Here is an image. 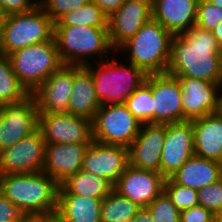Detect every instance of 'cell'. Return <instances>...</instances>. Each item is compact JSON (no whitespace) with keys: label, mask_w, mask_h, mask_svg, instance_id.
I'll return each instance as SVG.
<instances>
[{"label":"cell","mask_w":222,"mask_h":222,"mask_svg":"<svg viewBox=\"0 0 222 222\" xmlns=\"http://www.w3.org/2000/svg\"><path fill=\"white\" fill-rule=\"evenodd\" d=\"M166 73L222 84V50L212 31L194 25L173 35Z\"/></svg>","instance_id":"1"},{"label":"cell","mask_w":222,"mask_h":222,"mask_svg":"<svg viewBox=\"0 0 222 222\" xmlns=\"http://www.w3.org/2000/svg\"><path fill=\"white\" fill-rule=\"evenodd\" d=\"M59 186L42 171L0 175V191L26 216L56 212Z\"/></svg>","instance_id":"2"},{"label":"cell","mask_w":222,"mask_h":222,"mask_svg":"<svg viewBox=\"0 0 222 222\" xmlns=\"http://www.w3.org/2000/svg\"><path fill=\"white\" fill-rule=\"evenodd\" d=\"M54 38L64 65L86 66L91 59L96 61V56L97 62L102 61L110 51H115L110 44L108 27L54 26Z\"/></svg>","instance_id":"3"},{"label":"cell","mask_w":222,"mask_h":222,"mask_svg":"<svg viewBox=\"0 0 222 222\" xmlns=\"http://www.w3.org/2000/svg\"><path fill=\"white\" fill-rule=\"evenodd\" d=\"M173 34L158 21L150 19L117 52L124 51L125 62L134 64L147 75L166 73ZM127 58V59H126Z\"/></svg>","instance_id":"4"},{"label":"cell","mask_w":222,"mask_h":222,"mask_svg":"<svg viewBox=\"0 0 222 222\" xmlns=\"http://www.w3.org/2000/svg\"><path fill=\"white\" fill-rule=\"evenodd\" d=\"M112 59L98 61L85 67L91 72L100 105L122 104L147 78V74L132 63ZM119 62V63H118ZM94 66V68H93Z\"/></svg>","instance_id":"5"},{"label":"cell","mask_w":222,"mask_h":222,"mask_svg":"<svg viewBox=\"0 0 222 222\" xmlns=\"http://www.w3.org/2000/svg\"><path fill=\"white\" fill-rule=\"evenodd\" d=\"M54 37V22L45 10L37 5L26 13L3 17L0 28V54L8 56L12 52L47 42Z\"/></svg>","instance_id":"6"},{"label":"cell","mask_w":222,"mask_h":222,"mask_svg":"<svg viewBox=\"0 0 222 222\" xmlns=\"http://www.w3.org/2000/svg\"><path fill=\"white\" fill-rule=\"evenodd\" d=\"M8 57L18 81L29 94L64 65L60 60L54 37L47 42L16 50Z\"/></svg>","instance_id":"7"},{"label":"cell","mask_w":222,"mask_h":222,"mask_svg":"<svg viewBox=\"0 0 222 222\" xmlns=\"http://www.w3.org/2000/svg\"><path fill=\"white\" fill-rule=\"evenodd\" d=\"M141 124L124 103L101 105L92 121V140L128 148Z\"/></svg>","instance_id":"8"},{"label":"cell","mask_w":222,"mask_h":222,"mask_svg":"<svg viewBox=\"0 0 222 222\" xmlns=\"http://www.w3.org/2000/svg\"><path fill=\"white\" fill-rule=\"evenodd\" d=\"M36 99L29 94L23 100L0 106V152L38 129Z\"/></svg>","instance_id":"9"},{"label":"cell","mask_w":222,"mask_h":222,"mask_svg":"<svg viewBox=\"0 0 222 222\" xmlns=\"http://www.w3.org/2000/svg\"><path fill=\"white\" fill-rule=\"evenodd\" d=\"M38 129L46 144H90L92 121L70 113H39Z\"/></svg>","instance_id":"10"},{"label":"cell","mask_w":222,"mask_h":222,"mask_svg":"<svg viewBox=\"0 0 222 222\" xmlns=\"http://www.w3.org/2000/svg\"><path fill=\"white\" fill-rule=\"evenodd\" d=\"M181 88L183 121L202 118L222 109V84L190 77H177Z\"/></svg>","instance_id":"11"},{"label":"cell","mask_w":222,"mask_h":222,"mask_svg":"<svg viewBox=\"0 0 222 222\" xmlns=\"http://www.w3.org/2000/svg\"><path fill=\"white\" fill-rule=\"evenodd\" d=\"M45 140L37 129L0 152V175L41 172L45 162Z\"/></svg>","instance_id":"12"},{"label":"cell","mask_w":222,"mask_h":222,"mask_svg":"<svg viewBox=\"0 0 222 222\" xmlns=\"http://www.w3.org/2000/svg\"><path fill=\"white\" fill-rule=\"evenodd\" d=\"M128 165L127 147L92 140L84 154L81 170L103 177L115 185Z\"/></svg>","instance_id":"13"},{"label":"cell","mask_w":222,"mask_h":222,"mask_svg":"<svg viewBox=\"0 0 222 222\" xmlns=\"http://www.w3.org/2000/svg\"><path fill=\"white\" fill-rule=\"evenodd\" d=\"M194 155L192 121L166 124V135L160 158V173L169 178Z\"/></svg>","instance_id":"14"},{"label":"cell","mask_w":222,"mask_h":222,"mask_svg":"<svg viewBox=\"0 0 222 222\" xmlns=\"http://www.w3.org/2000/svg\"><path fill=\"white\" fill-rule=\"evenodd\" d=\"M152 0H125L123 5L108 17L109 40L116 51L152 18Z\"/></svg>","instance_id":"15"},{"label":"cell","mask_w":222,"mask_h":222,"mask_svg":"<svg viewBox=\"0 0 222 222\" xmlns=\"http://www.w3.org/2000/svg\"><path fill=\"white\" fill-rule=\"evenodd\" d=\"M165 177L160 172L144 170L130 164L119 176L114 190L140 207H147L163 190Z\"/></svg>","instance_id":"16"},{"label":"cell","mask_w":222,"mask_h":222,"mask_svg":"<svg viewBox=\"0 0 222 222\" xmlns=\"http://www.w3.org/2000/svg\"><path fill=\"white\" fill-rule=\"evenodd\" d=\"M154 123L169 124L183 121L182 88L177 77L168 73L151 74Z\"/></svg>","instance_id":"17"},{"label":"cell","mask_w":222,"mask_h":222,"mask_svg":"<svg viewBox=\"0 0 222 222\" xmlns=\"http://www.w3.org/2000/svg\"><path fill=\"white\" fill-rule=\"evenodd\" d=\"M165 135L166 124H141L139 133L128 147L129 164L136 168L160 172Z\"/></svg>","instance_id":"18"},{"label":"cell","mask_w":222,"mask_h":222,"mask_svg":"<svg viewBox=\"0 0 222 222\" xmlns=\"http://www.w3.org/2000/svg\"><path fill=\"white\" fill-rule=\"evenodd\" d=\"M73 85V66L63 65L32 93L39 113H67Z\"/></svg>","instance_id":"19"},{"label":"cell","mask_w":222,"mask_h":222,"mask_svg":"<svg viewBox=\"0 0 222 222\" xmlns=\"http://www.w3.org/2000/svg\"><path fill=\"white\" fill-rule=\"evenodd\" d=\"M89 144H46L42 172L59 185L82 168L84 154Z\"/></svg>","instance_id":"20"},{"label":"cell","mask_w":222,"mask_h":222,"mask_svg":"<svg viewBox=\"0 0 222 222\" xmlns=\"http://www.w3.org/2000/svg\"><path fill=\"white\" fill-rule=\"evenodd\" d=\"M198 0H152V19L173 35L186 32L197 18Z\"/></svg>","instance_id":"21"},{"label":"cell","mask_w":222,"mask_h":222,"mask_svg":"<svg viewBox=\"0 0 222 222\" xmlns=\"http://www.w3.org/2000/svg\"><path fill=\"white\" fill-rule=\"evenodd\" d=\"M191 121L194 155L222 163V109Z\"/></svg>","instance_id":"22"},{"label":"cell","mask_w":222,"mask_h":222,"mask_svg":"<svg viewBox=\"0 0 222 222\" xmlns=\"http://www.w3.org/2000/svg\"><path fill=\"white\" fill-rule=\"evenodd\" d=\"M67 112L76 116L94 120L100 108L93 77L85 66H73V85Z\"/></svg>","instance_id":"23"},{"label":"cell","mask_w":222,"mask_h":222,"mask_svg":"<svg viewBox=\"0 0 222 222\" xmlns=\"http://www.w3.org/2000/svg\"><path fill=\"white\" fill-rule=\"evenodd\" d=\"M169 178L198 191L222 178V163L193 155Z\"/></svg>","instance_id":"24"},{"label":"cell","mask_w":222,"mask_h":222,"mask_svg":"<svg viewBox=\"0 0 222 222\" xmlns=\"http://www.w3.org/2000/svg\"><path fill=\"white\" fill-rule=\"evenodd\" d=\"M102 199L58 194L56 212L66 222H101Z\"/></svg>","instance_id":"25"},{"label":"cell","mask_w":222,"mask_h":222,"mask_svg":"<svg viewBox=\"0 0 222 222\" xmlns=\"http://www.w3.org/2000/svg\"><path fill=\"white\" fill-rule=\"evenodd\" d=\"M113 190L114 185L107 179L80 170L60 184L58 194L104 199Z\"/></svg>","instance_id":"26"},{"label":"cell","mask_w":222,"mask_h":222,"mask_svg":"<svg viewBox=\"0 0 222 222\" xmlns=\"http://www.w3.org/2000/svg\"><path fill=\"white\" fill-rule=\"evenodd\" d=\"M141 207L113 190L102 199L101 222H129Z\"/></svg>","instance_id":"27"},{"label":"cell","mask_w":222,"mask_h":222,"mask_svg":"<svg viewBox=\"0 0 222 222\" xmlns=\"http://www.w3.org/2000/svg\"><path fill=\"white\" fill-rule=\"evenodd\" d=\"M28 95L13 72L9 57L0 54V106L21 101Z\"/></svg>","instance_id":"28"},{"label":"cell","mask_w":222,"mask_h":222,"mask_svg":"<svg viewBox=\"0 0 222 222\" xmlns=\"http://www.w3.org/2000/svg\"><path fill=\"white\" fill-rule=\"evenodd\" d=\"M125 106L132 115L144 123H154L153 94L151 90V74L136 91L125 100Z\"/></svg>","instance_id":"29"},{"label":"cell","mask_w":222,"mask_h":222,"mask_svg":"<svg viewBox=\"0 0 222 222\" xmlns=\"http://www.w3.org/2000/svg\"><path fill=\"white\" fill-rule=\"evenodd\" d=\"M77 25L108 27V17L97 4L88 1L78 10L64 15L58 22L54 23V26Z\"/></svg>","instance_id":"30"},{"label":"cell","mask_w":222,"mask_h":222,"mask_svg":"<svg viewBox=\"0 0 222 222\" xmlns=\"http://www.w3.org/2000/svg\"><path fill=\"white\" fill-rule=\"evenodd\" d=\"M146 208L153 222H180V211L164 190Z\"/></svg>","instance_id":"31"},{"label":"cell","mask_w":222,"mask_h":222,"mask_svg":"<svg viewBox=\"0 0 222 222\" xmlns=\"http://www.w3.org/2000/svg\"><path fill=\"white\" fill-rule=\"evenodd\" d=\"M164 191L179 211L199 205L198 191L174 183L170 178L164 181Z\"/></svg>","instance_id":"32"},{"label":"cell","mask_w":222,"mask_h":222,"mask_svg":"<svg viewBox=\"0 0 222 222\" xmlns=\"http://www.w3.org/2000/svg\"><path fill=\"white\" fill-rule=\"evenodd\" d=\"M222 20V9L208 0H198L196 23L201 29L212 31Z\"/></svg>","instance_id":"33"},{"label":"cell","mask_w":222,"mask_h":222,"mask_svg":"<svg viewBox=\"0 0 222 222\" xmlns=\"http://www.w3.org/2000/svg\"><path fill=\"white\" fill-rule=\"evenodd\" d=\"M88 1L89 0H44L40 6L50 16L51 20L56 23L64 15L78 10Z\"/></svg>","instance_id":"34"},{"label":"cell","mask_w":222,"mask_h":222,"mask_svg":"<svg viewBox=\"0 0 222 222\" xmlns=\"http://www.w3.org/2000/svg\"><path fill=\"white\" fill-rule=\"evenodd\" d=\"M199 205L215 215L222 210V178L198 190Z\"/></svg>","instance_id":"35"},{"label":"cell","mask_w":222,"mask_h":222,"mask_svg":"<svg viewBox=\"0 0 222 222\" xmlns=\"http://www.w3.org/2000/svg\"><path fill=\"white\" fill-rule=\"evenodd\" d=\"M215 214L203 206H195L180 211V222H214Z\"/></svg>","instance_id":"36"},{"label":"cell","mask_w":222,"mask_h":222,"mask_svg":"<svg viewBox=\"0 0 222 222\" xmlns=\"http://www.w3.org/2000/svg\"><path fill=\"white\" fill-rule=\"evenodd\" d=\"M26 215L0 191V222H21Z\"/></svg>","instance_id":"37"},{"label":"cell","mask_w":222,"mask_h":222,"mask_svg":"<svg viewBox=\"0 0 222 222\" xmlns=\"http://www.w3.org/2000/svg\"><path fill=\"white\" fill-rule=\"evenodd\" d=\"M36 6L32 0H0V11L3 16L26 13Z\"/></svg>","instance_id":"38"},{"label":"cell","mask_w":222,"mask_h":222,"mask_svg":"<svg viewBox=\"0 0 222 222\" xmlns=\"http://www.w3.org/2000/svg\"><path fill=\"white\" fill-rule=\"evenodd\" d=\"M97 4L102 12L107 16H111L117 11L124 3L125 0H89Z\"/></svg>","instance_id":"39"},{"label":"cell","mask_w":222,"mask_h":222,"mask_svg":"<svg viewBox=\"0 0 222 222\" xmlns=\"http://www.w3.org/2000/svg\"><path fill=\"white\" fill-rule=\"evenodd\" d=\"M129 222H153V219L148 209L141 207Z\"/></svg>","instance_id":"40"},{"label":"cell","mask_w":222,"mask_h":222,"mask_svg":"<svg viewBox=\"0 0 222 222\" xmlns=\"http://www.w3.org/2000/svg\"><path fill=\"white\" fill-rule=\"evenodd\" d=\"M212 34L215 37V39L217 40V43L222 50V20L212 30Z\"/></svg>","instance_id":"41"},{"label":"cell","mask_w":222,"mask_h":222,"mask_svg":"<svg viewBox=\"0 0 222 222\" xmlns=\"http://www.w3.org/2000/svg\"><path fill=\"white\" fill-rule=\"evenodd\" d=\"M43 222H66L57 212L43 215Z\"/></svg>","instance_id":"42"},{"label":"cell","mask_w":222,"mask_h":222,"mask_svg":"<svg viewBox=\"0 0 222 222\" xmlns=\"http://www.w3.org/2000/svg\"><path fill=\"white\" fill-rule=\"evenodd\" d=\"M21 222H43V215L26 216Z\"/></svg>","instance_id":"43"},{"label":"cell","mask_w":222,"mask_h":222,"mask_svg":"<svg viewBox=\"0 0 222 222\" xmlns=\"http://www.w3.org/2000/svg\"><path fill=\"white\" fill-rule=\"evenodd\" d=\"M215 221H216V222H222V210H220V211L215 215Z\"/></svg>","instance_id":"44"},{"label":"cell","mask_w":222,"mask_h":222,"mask_svg":"<svg viewBox=\"0 0 222 222\" xmlns=\"http://www.w3.org/2000/svg\"><path fill=\"white\" fill-rule=\"evenodd\" d=\"M208 1H210L211 3L222 9V0H208Z\"/></svg>","instance_id":"45"},{"label":"cell","mask_w":222,"mask_h":222,"mask_svg":"<svg viewBox=\"0 0 222 222\" xmlns=\"http://www.w3.org/2000/svg\"><path fill=\"white\" fill-rule=\"evenodd\" d=\"M36 5H41L44 0H32Z\"/></svg>","instance_id":"46"},{"label":"cell","mask_w":222,"mask_h":222,"mask_svg":"<svg viewBox=\"0 0 222 222\" xmlns=\"http://www.w3.org/2000/svg\"><path fill=\"white\" fill-rule=\"evenodd\" d=\"M3 14L1 13V11H0V28H1V25H2V21H3Z\"/></svg>","instance_id":"47"}]
</instances>
